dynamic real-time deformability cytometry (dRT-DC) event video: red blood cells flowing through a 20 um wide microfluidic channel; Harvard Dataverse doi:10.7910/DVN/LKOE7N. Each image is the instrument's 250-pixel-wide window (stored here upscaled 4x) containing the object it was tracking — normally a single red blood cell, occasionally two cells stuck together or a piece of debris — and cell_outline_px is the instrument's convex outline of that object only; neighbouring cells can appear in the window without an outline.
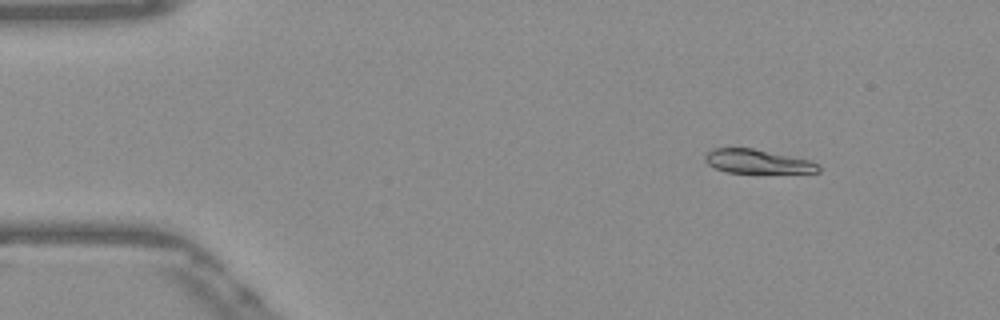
{"species": "Egyptian fruit bat (a non-hibernating species)", "species_latin": "Rousettus aegyptiacus", "temperature_condition": "warm", "stored_images_in_passage": 49, "camera_frame_rate_fps": 3000, "um_per_image_px": 0.085, "frame": {"image": 1, "passage_image": 3, "time_ms": 0.667, "image_size_px": [1000, 320], "cell_outline_px": [[820, 172], [728, 172], [716, 168], [708, 164], [704, 160], [704, 156], [712, 148], [752, 148], [808, 160], [820, 164]], "centroid_in_image_um": [64.35, 13.71], "position_along_channel_um": 20.6, "area_um2": 15.43}}
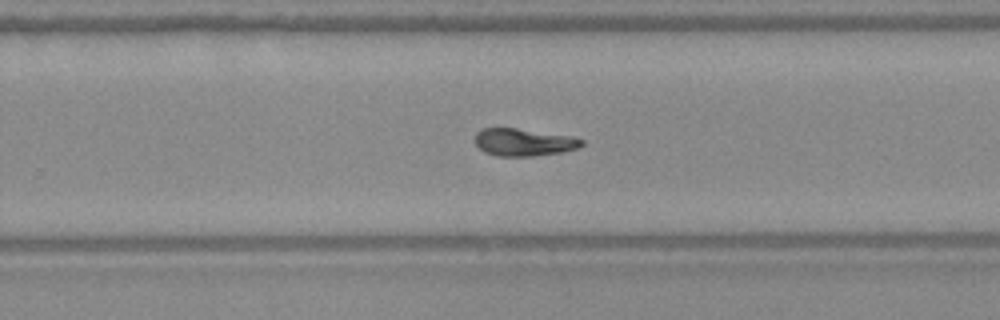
{"frame": {"image": 2, "passage_image": 30, "time_ms": 9.667, "image_size_px": [1000, 320], "cell_outline_px": [[584, 144], [576, 148], [560, 152], [532, 156], [496, 156], [484, 152], [476, 144], [476, 132], [484, 128], [516, 128], [572, 136], [584, 140]], "centroid_in_image_um": [44.51, 12.09], "position_along_channel_um": 285.3, "area_um2": 16.94}}
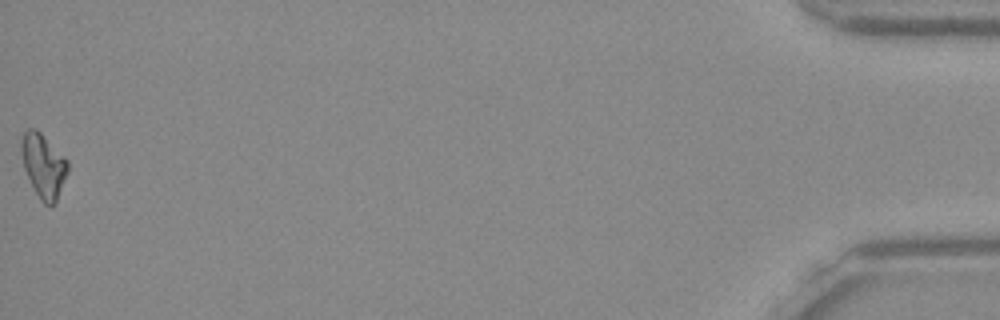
{"frame": {"image": 3, "passage_image": 49, "time_ms": 16.0, "image_size_px": [1000, 320], "cell_outline_px": [[68, 172], [56, 204], [44, 204], [40, 200], [24, 168], [20, 152], [20, 144], [24, 132], [28, 128], [36, 128], [68, 160]], "centroid_in_image_um": [3.7, 14.07], "position_along_channel_um": 431.5, "area_um2": 17.28}, "authors_computed_cell_mechanics": {"area_um2": 17.1088, "velocity_mm_per_s": 3.8818, "shape_relaxation_time_tau1_ms": null, "shape_relaxation_time_tau2_ms": 8.4348, "deformation_change_tau1": null, "deformation_change_tau2": 0.1215}}